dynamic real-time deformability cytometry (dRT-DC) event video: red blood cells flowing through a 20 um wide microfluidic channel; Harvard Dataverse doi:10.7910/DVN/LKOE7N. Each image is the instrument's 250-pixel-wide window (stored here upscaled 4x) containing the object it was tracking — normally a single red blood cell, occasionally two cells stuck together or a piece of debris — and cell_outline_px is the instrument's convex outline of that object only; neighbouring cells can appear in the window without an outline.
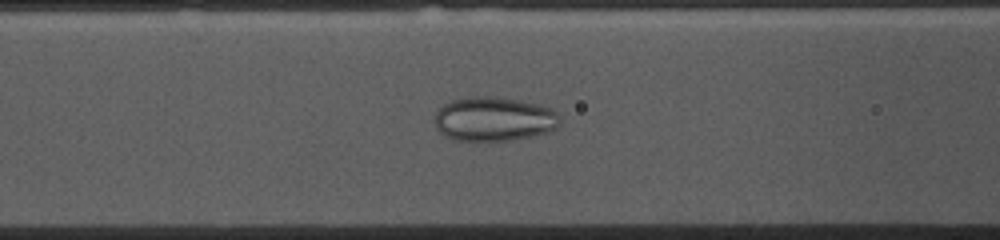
{"species": "common noctule bat (a hibernating species)", "species_latin": "Nyctalus noctula", "temperature_condition": "cold", "stored_images_in_passage": 53, "camera_frame_rate_fps": 3000, "um_per_image_px": 0.085, "animal": {"sex": "female", "body_mass_g": 10.0, "forearm_length_mm": 53.1}, "frame": {"image": 1, "passage_image": 20, "time_ms": 6.333, "image_size_px": [1000, 240], "cell_outline_px": [[560, 124], [552, 132], [512, 140], [456, 140], [444, 136], [436, 128], [436, 112], [444, 104], [452, 100], [468, 96], [492, 96], [520, 100], [540, 104], [552, 108], [560, 116]], "centroid_in_image_um": [42.03, 10.11], "position_along_channel_um": 124.6, "area_um2": 32.6}}
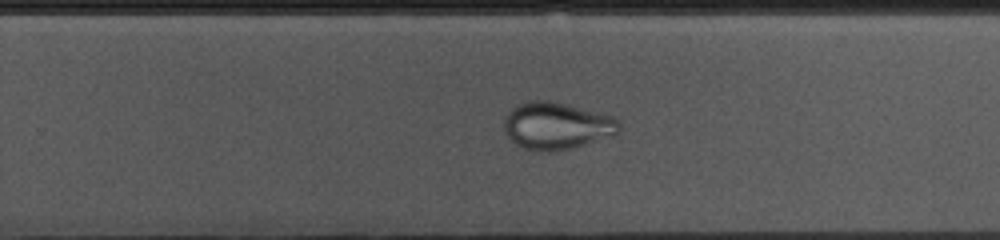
{"frame": {"image": 2, "passage_image": 33, "time_ms": 10.667, "image_size_px": [1000, 240], "cell_outline_px": [[620, 128], [616, 136], [572, 148], [556, 152], [544, 152], [524, 148], [516, 144], [504, 132], [504, 120], [508, 112], [512, 108], [524, 100], [548, 100], [568, 104], [616, 116], [620, 124]], "centroid_in_image_um": [47.36, 10.69], "position_along_channel_um": 282.4, "area_um2": 32.31}}
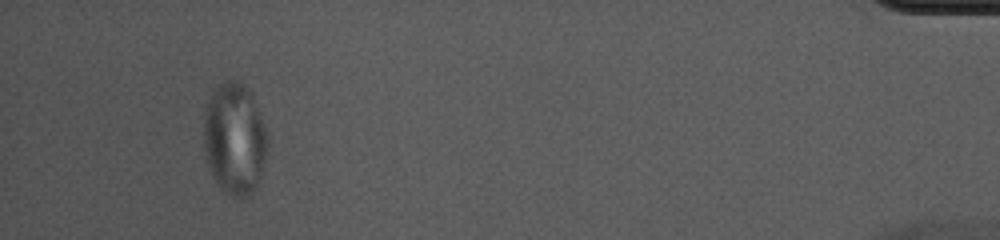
{"frame": {"image": 3, "passage_image": 50, "time_ms": 16.333, "image_size_px": [1000, 240], "cell_outline_px": [[268, 148], [260, 176], [256, 188], [252, 196], [244, 200], [240, 200], [228, 196], [220, 188], [208, 164], [204, 148], [204, 112], [208, 100], [212, 92], [224, 80], [240, 80], [252, 92], [268, 132]], "centroid_in_image_um": [19.97, 11.81], "position_along_channel_um": 415.2, "area_um2": 42.48}}